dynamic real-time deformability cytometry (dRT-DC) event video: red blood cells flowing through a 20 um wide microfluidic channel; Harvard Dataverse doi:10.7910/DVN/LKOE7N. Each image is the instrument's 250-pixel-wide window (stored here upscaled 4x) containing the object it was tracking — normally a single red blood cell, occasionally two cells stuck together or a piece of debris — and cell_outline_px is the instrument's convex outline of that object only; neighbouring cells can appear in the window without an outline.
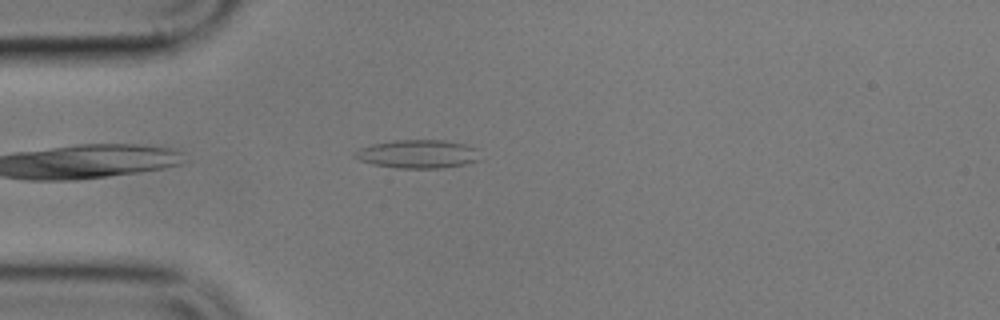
{"species": "common noctule bat (a hibernating species)", "species_latin": "Nyctalus noctula", "temperature_condition": "cold", "stored_images_in_passage": 2, "camera_frame_rate_fps": 3000, "um_per_image_px": 0.085, "animal": {"sex": "male", "body_mass_g": 17.9}, "frame": {"image": 1, "passage_image": 2, "time_ms": 1.0, "image_size_px": [1000, 320], "cell_outline_px": [[480, 160], [464, 164], [440, 168], [396, 168], [372, 164], [360, 160], [352, 156], [352, 152], [360, 148], [372, 144], [396, 140], [444, 140], [464, 144], [476, 148]], "centroid_in_image_um": [35.48, 13.09], "position_along_channel_um": 49.5, "area_um2": 20.75}}